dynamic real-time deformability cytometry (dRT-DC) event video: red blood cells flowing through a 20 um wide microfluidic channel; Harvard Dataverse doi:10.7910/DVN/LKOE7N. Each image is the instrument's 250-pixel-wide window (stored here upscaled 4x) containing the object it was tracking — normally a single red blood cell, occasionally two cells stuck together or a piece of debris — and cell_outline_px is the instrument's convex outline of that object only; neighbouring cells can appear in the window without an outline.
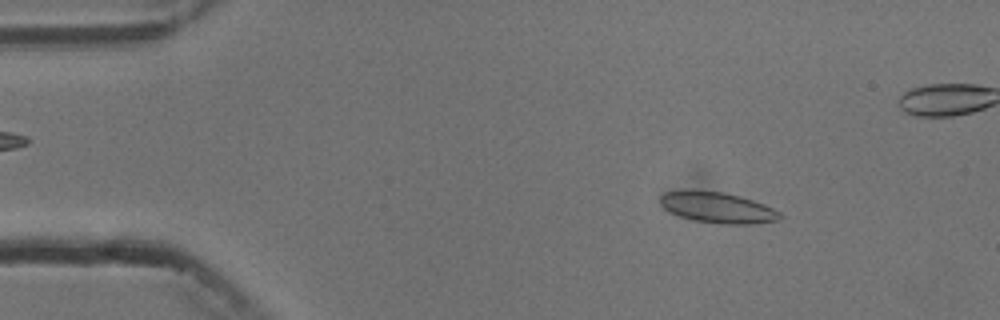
{"species": "common noctule bat (a hibernating species)", "species_latin": "Nyctalus noctula", "temperature_condition": "cold", "stored_images_in_passage": 6, "camera_frame_rate_fps": 3000, "um_per_image_px": 0.085, "animal": {"sex": "male", "body_mass_g": 13.3}, "frame": {"image": 1, "passage_image": 3, "time_ms": 2.333, "image_size_px": [1000, 320], "cell_outline_px": [[784, 216], [780, 220], [752, 224], [720, 224], [696, 220], [680, 216], [664, 208], [660, 204], [660, 196], [664, 192], [684, 188], [692, 188], [724, 192], [740, 196], [764, 204], [780, 212]], "centroid_in_image_um": [60.97, 17.61], "position_along_channel_um": 24.0, "area_um2": 21.96}}